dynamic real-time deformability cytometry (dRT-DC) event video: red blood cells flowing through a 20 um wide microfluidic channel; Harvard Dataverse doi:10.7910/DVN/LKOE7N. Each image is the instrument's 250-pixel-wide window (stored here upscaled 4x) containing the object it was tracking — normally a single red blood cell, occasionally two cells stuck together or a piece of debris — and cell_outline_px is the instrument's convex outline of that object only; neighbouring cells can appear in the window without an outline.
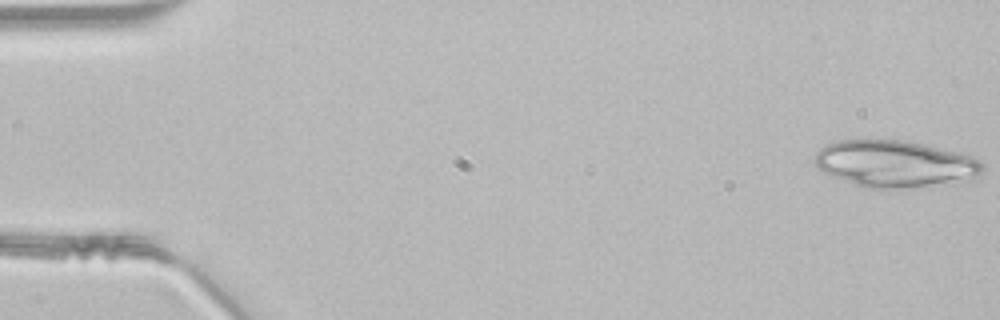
{"species": "common noctule bat (a hibernating species)", "species_latin": "Nyctalus noctula", "temperature_condition": "room temperature", "stored_images_in_passage": 47, "segment_of_instrument_passage": [1, 2], "camera_frame_rate_fps": 3000, "um_per_image_px": 0.085, "animal": {"sex": "male", "body_mass_g": 21.5, "forearm_length_mm": 52.0}, "frame": {"image": 1, "passage_image": 1, "time_ms": 0.0, "image_size_px": [1000, 320], "cell_outline_px": [[984, 168], [976, 180], [896, 188], [864, 188], [832, 176], [824, 172], [816, 164], [816, 152], [820, 148], [836, 140], [900, 140], [924, 144], [968, 156], [980, 160], [984, 164]], "centroid_in_image_um": [76.08, 13.93], "position_along_channel_um": 8.9, "area_um2": 45.32}}